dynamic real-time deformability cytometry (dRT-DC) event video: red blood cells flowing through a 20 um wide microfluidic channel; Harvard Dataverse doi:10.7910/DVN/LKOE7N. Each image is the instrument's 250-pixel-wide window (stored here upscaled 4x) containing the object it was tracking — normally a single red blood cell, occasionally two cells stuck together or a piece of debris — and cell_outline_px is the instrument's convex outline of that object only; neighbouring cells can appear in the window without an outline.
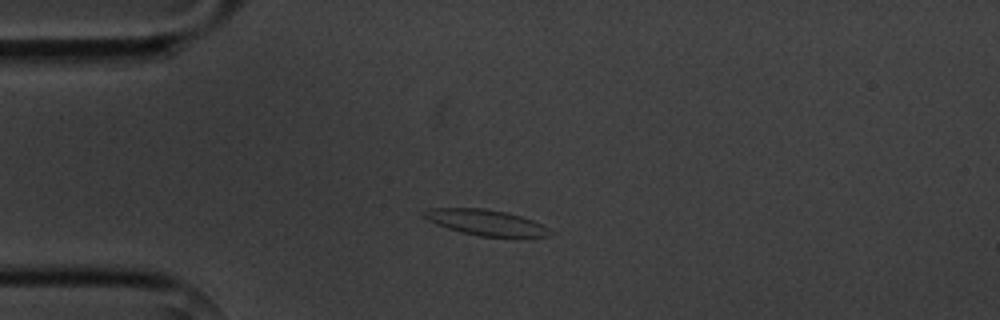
{"species": "common noctule bat (a hibernating species)", "species_latin": "Nyctalus noctula", "temperature_condition": "cold", "stored_images_in_passage": 6, "camera_frame_rate_fps": 3000, "um_per_image_px": 0.085, "animal": {"sex": "male", "body_mass_g": 20.1, "forearm_length_mm": 53.5}, "frame": {"image": 1, "passage_image": 3, "time_ms": 2.333, "image_size_px": [1000, 320], "cell_outline_px": [[552, 236], [480, 236], [460, 232], [436, 224], [428, 220], [420, 212], [428, 208], [484, 208], [508, 212], [532, 220], [548, 228], [552, 232]], "centroid_in_image_um": [41.25, 18.89], "position_along_channel_um": 43.7, "area_um2": 18.73}}
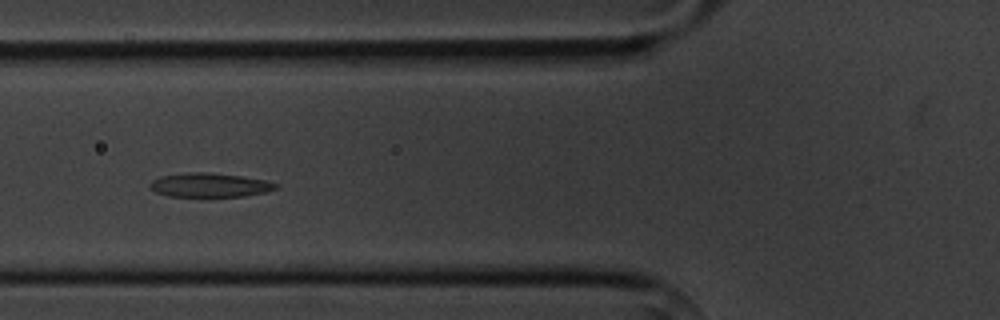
{"frame": {"image": 2, "passage_image": 5, "time_ms": 4.667, "image_size_px": [1000, 320], "cell_outline_px": [[280, 184], [276, 188], [264, 192], [244, 196], [208, 200], [168, 196], [156, 192], [148, 184], [152, 180], [160, 176], [184, 172], [208, 172], [240, 176], [264, 180]], "centroid_in_image_um": [17.77, 15.78], "position_along_channel_um": 108.0, "area_um2": 18.61}}
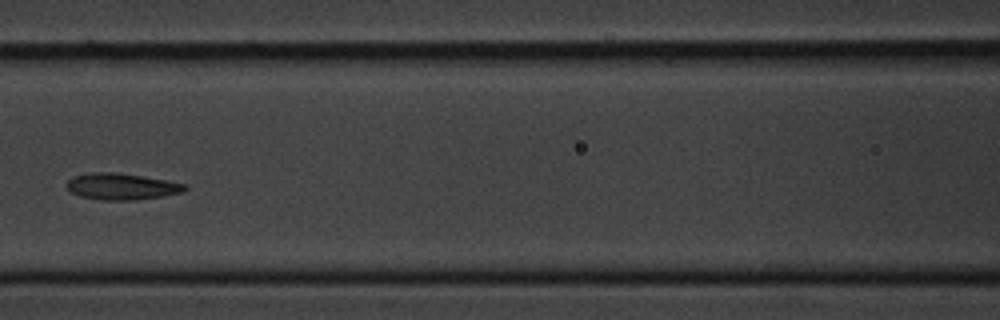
{"frame": {"image": 3, "passage_image": 6, "time_ms": 6.0, "image_size_px": [1000, 320], "cell_outline_px": [[188, 188], [180, 192], [160, 196], [136, 200], [100, 200], [80, 196], [72, 192], [64, 184], [72, 176], [92, 172], [112, 172], [144, 176], [184, 184]], "centroid_in_image_um": [10.26, 15.84], "position_along_channel_um": 156.3, "area_um2": 18.03}}